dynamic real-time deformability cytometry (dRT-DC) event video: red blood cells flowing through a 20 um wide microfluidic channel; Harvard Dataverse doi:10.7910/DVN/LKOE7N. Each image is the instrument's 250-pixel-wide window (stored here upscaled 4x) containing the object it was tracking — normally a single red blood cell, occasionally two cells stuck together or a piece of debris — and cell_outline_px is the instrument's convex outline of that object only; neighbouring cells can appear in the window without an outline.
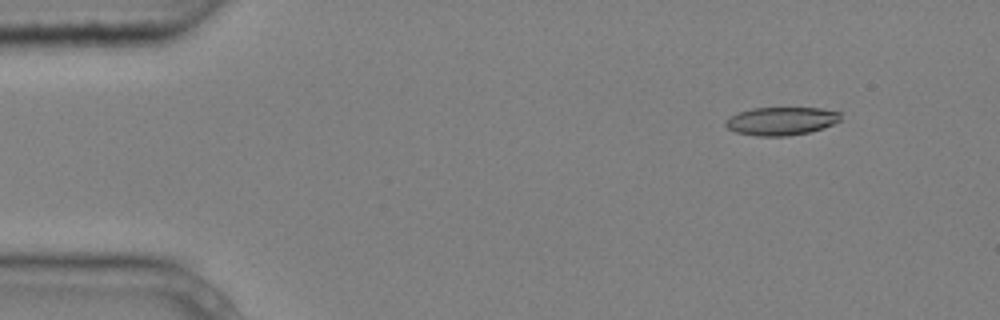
{"species": "common noctule bat (a hibernating species)", "species_latin": "Nyctalus noctula", "temperature_condition": "cold", "stored_images_in_passage": 4, "camera_frame_rate_fps": 3000, "um_per_image_px": 0.085, "animal": {"sex": "male", "body_mass_g": 20.4}, "frame": {"image": 1, "passage_image": 1, "time_ms": 0.0, "image_size_px": [1000, 320], "cell_outline_px": [[840, 120], [824, 128], [808, 132], [788, 136], [756, 136], [736, 132], [728, 128], [724, 124], [724, 120], [728, 116], [736, 112], [752, 108], [820, 108], [840, 112]], "centroid_in_image_um": [66.35, 10.28], "position_along_channel_um": 18.7, "area_um2": 19.02}}
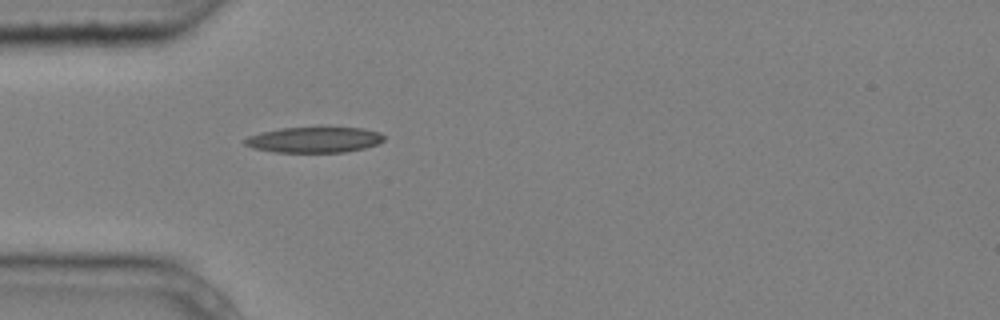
{"frame": {"image": 2, "passage_image": 4, "time_ms": 1.0, "image_size_px": [1000, 320], "cell_outline_px": [[384, 140], [376, 144], [364, 148], [344, 152], [276, 152], [252, 148], [244, 144], [244, 140], [248, 136], [260, 132], [280, 128], [364, 128], [380, 132], [384, 136]], "centroid_in_image_um": [26.69, 11.88], "position_along_channel_um": 58.3, "area_um2": 20.69}}